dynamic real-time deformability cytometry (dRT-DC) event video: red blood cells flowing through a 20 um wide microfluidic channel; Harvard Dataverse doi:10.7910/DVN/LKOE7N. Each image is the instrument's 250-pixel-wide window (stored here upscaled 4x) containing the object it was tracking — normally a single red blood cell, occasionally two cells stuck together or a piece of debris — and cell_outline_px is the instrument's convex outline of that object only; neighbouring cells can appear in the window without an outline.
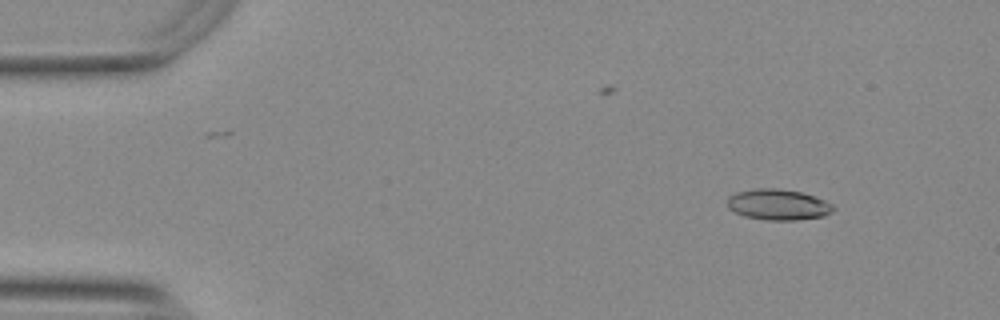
{"species": "Egyptian fruit bat (a non-hibernating species)", "species_latin": "Rousettus aegyptiacus", "temperature_condition": "warm", "stored_images_in_passage": 50, "camera_frame_rate_fps": 3000, "um_per_image_px": 0.085, "animal": {"sex": "female"}, "frame": {"image": 1, "passage_image": 2, "time_ms": 0.333, "image_size_px": [1000, 320], "cell_outline_px": [[836, 208], [832, 212], [824, 216], [796, 220], [768, 220], [744, 216], [728, 208], [728, 196], [736, 192], [752, 188], [780, 188], [800, 192], [824, 200], [832, 204]], "centroid_in_image_um": [66.13, 17.38], "position_along_channel_um": 18.9, "area_um2": 19.07}}
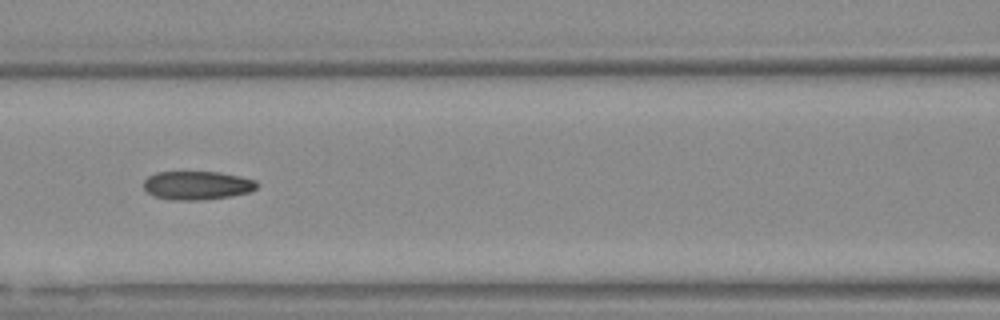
{"frame": {"image": 2, "passage_image": 20, "time_ms": 6.333, "image_size_px": [1000, 320], "cell_outline_px": [[256, 188], [248, 192], [232, 196], [200, 200], [172, 200], [156, 196], [148, 192], [144, 188], [144, 180], [148, 176], [156, 172], [220, 172], [240, 176], [256, 180]], "centroid_in_image_um": [16.75, 15.75], "position_along_channel_um": 149.9, "area_um2": 18.79}}
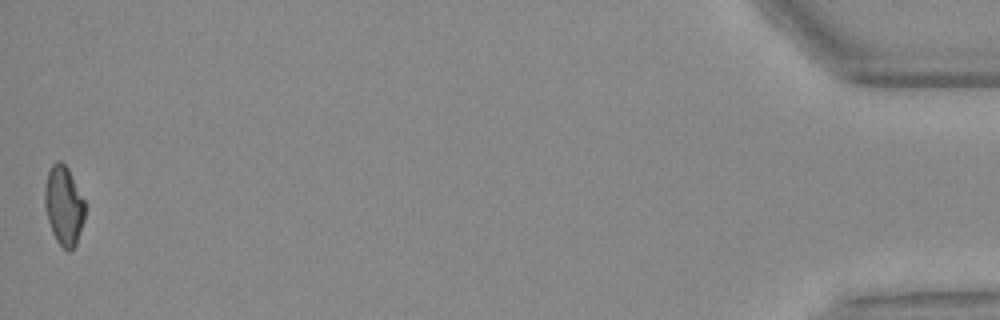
{"frame": {"image": 3, "passage_image": 50, "time_ms": 16.333, "image_size_px": [1000, 320], "cell_outline_px": [[84, 220], [76, 244], [68, 252], [56, 240], [52, 232], [48, 220], [44, 204], [44, 188], [48, 172], [52, 164], [56, 160], [60, 160], [68, 168], [84, 200]], "centroid_in_image_um": [5.41, 17.46], "position_along_channel_um": 429.8, "area_um2": 18.44}, "authors_computed_cell_mechanics": {"area_um2": 18.8717, "velocity_mm_per_s": 3.7722, "shape_relaxation_time_tau1_ms": null, "shape_relaxation_time_tau2_ms": 3.2564, "deformation_change_tau1": null, "deformation_change_tau2": 0.0945}}